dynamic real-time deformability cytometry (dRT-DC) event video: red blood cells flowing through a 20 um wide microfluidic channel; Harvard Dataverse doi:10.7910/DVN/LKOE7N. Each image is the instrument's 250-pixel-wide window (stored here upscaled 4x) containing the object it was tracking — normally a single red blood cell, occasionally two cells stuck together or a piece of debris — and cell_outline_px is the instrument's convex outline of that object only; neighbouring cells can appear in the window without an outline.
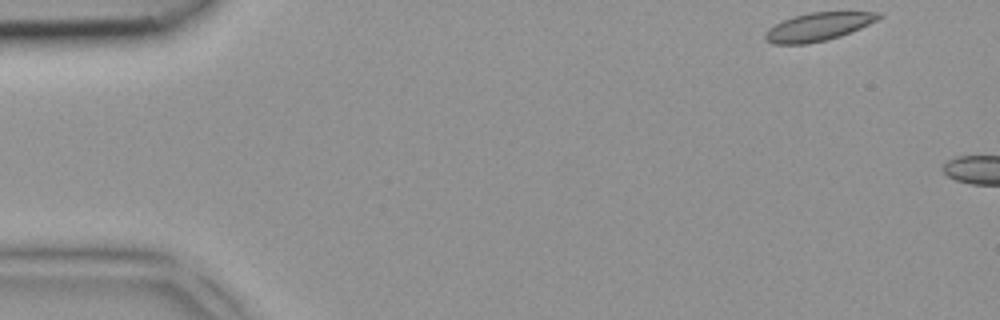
{"species": "common noctule bat (a hibernating species)", "species_latin": "Nyctalus noctula", "temperature_condition": "room temperature", "stored_images_in_passage": 5, "camera_frame_rate_fps": 3000, "um_per_image_px": 0.085, "animal": {"sex": "female", "body_mass_g": 18.4}, "frame": {"image": 1, "passage_image": 1, "time_ms": 0.0, "image_size_px": [1000, 320], "cell_outline_px": [[884, 16], [860, 28], [840, 36], [828, 40], [808, 44], [772, 44], [764, 40], [764, 32], [768, 28], [792, 16], [808, 12], [880, 12]], "centroid_in_image_um": [69.5, 2.28], "position_along_channel_um": 15.5, "area_um2": 18.73}}